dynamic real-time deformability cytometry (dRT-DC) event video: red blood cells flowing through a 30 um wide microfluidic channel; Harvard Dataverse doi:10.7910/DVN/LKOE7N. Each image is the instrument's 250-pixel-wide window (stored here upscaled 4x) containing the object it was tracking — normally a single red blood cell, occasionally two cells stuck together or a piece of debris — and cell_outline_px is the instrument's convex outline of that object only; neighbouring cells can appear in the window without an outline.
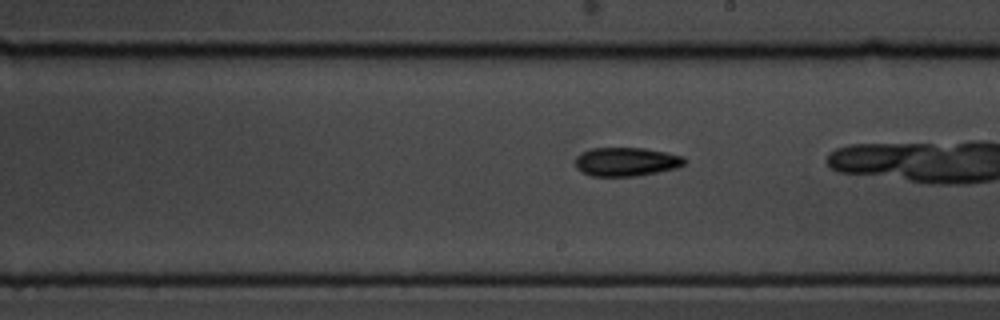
{"species": "common noctule bat (a hibernating species)", "species_latin": "Nyctalus noctula", "temperature_condition": "cold", "stored_images_in_passage": 42, "camera_frame_rate_fps": 3000, "um_per_image_px": 0.085, "animal": {"sex": "male", "body_mass_g": 19.5, "forearm_length_mm": 54.6}, "frame": {"image": 1, "passage_image": 30, "time_ms": 9.667, "image_size_px": [1000, 320], "cell_outline_px": [[684, 164], [676, 168], [636, 176], [592, 176], [580, 172], [576, 168], [576, 156], [580, 152], [592, 148], [644, 148], [684, 156]], "centroid_in_image_um": [53.18, 13.75], "position_along_channel_um": 235.8, "area_um2": 18.26}}